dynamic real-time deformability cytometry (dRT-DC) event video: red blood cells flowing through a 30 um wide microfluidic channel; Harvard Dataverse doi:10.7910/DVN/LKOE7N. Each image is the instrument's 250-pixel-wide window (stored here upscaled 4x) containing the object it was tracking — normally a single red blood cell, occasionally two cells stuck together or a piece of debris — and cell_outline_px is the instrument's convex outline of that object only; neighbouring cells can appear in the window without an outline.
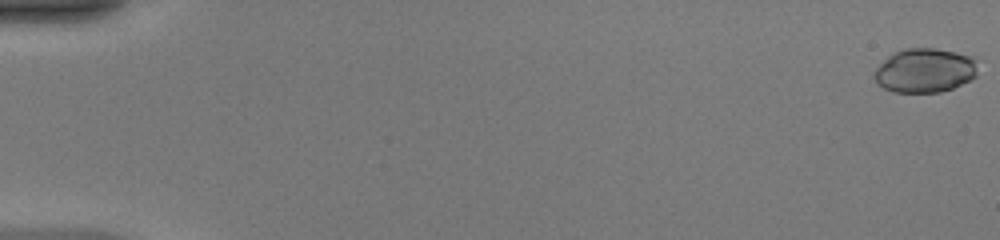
{"species": "common noctule bat (a hibernating species)", "species_latin": "Nyctalus noctula", "temperature_condition": "warm", "stored_images_in_passage": 52, "segment_of_instrument_passage": [1, 2], "camera_frame_rate_fps": 3000, "um_per_image_px": 0.085, "animal": {"sex": "female", "body_mass_g": 20.0, "forearm_length_mm": 54.0}, "frame": {"image": 1, "passage_image": 1, "time_ms": 0.0, "image_size_px": [1000, 240], "cell_outline_px": [[976, 76], [952, 88], [940, 92], [892, 92], [876, 84], [872, 76], [876, 68], [892, 52], [904, 48], [936, 48], [956, 52], [968, 56], [972, 60], [976, 72]], "centroid_in_image_um": [78.51, 5.99], "position_along_channel_um": 6.5, "area_um2": 26.47}}
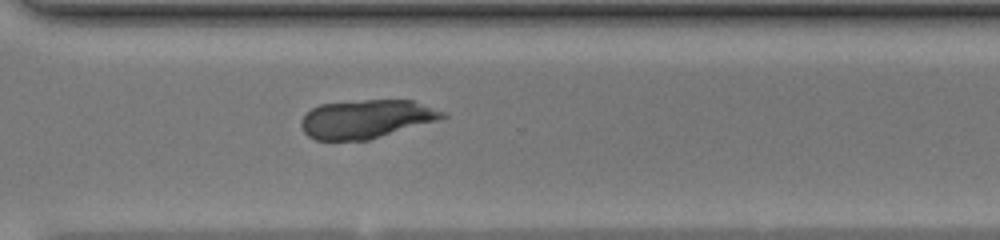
{"frame": {"image": 2, "passage_image": 38, "time_ms": 12.333, "image_size_px": [1000, 240], "cell_outline_px": [[448, 116], [436, 120], [368, 140], [316, 140], [308, 136], [304, 132], [300, 124], [300, 120], [312, 108], [320, 104], [364, 100], [412, 100], [444, 112]], "centroid_in_image_um": [31.08, 10.11], "position_along_channel_um": 339.5, "area_um2": 31.33}}
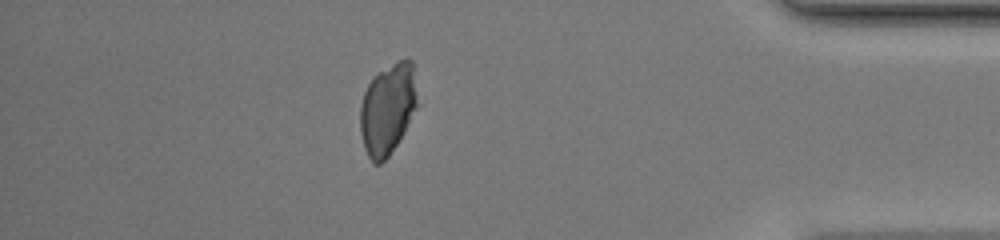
{"frame": {"image": 3, "passage_image": 45, "time_ms": 14.667, "image_size_px": [1000, 240], "cell_outline_px": [[416, 108], [404, 132], [388, 156], [380, 164], [372, 164], [364, 148], [360, 132], [360, 104], [364, 92], [372, 76], [400, 60], [412, 60], [416, 96]], "centroid_in_image_um": [32.91, 9.29], "position_along_channel_um": 402.3, "area_um2": 29.94}}